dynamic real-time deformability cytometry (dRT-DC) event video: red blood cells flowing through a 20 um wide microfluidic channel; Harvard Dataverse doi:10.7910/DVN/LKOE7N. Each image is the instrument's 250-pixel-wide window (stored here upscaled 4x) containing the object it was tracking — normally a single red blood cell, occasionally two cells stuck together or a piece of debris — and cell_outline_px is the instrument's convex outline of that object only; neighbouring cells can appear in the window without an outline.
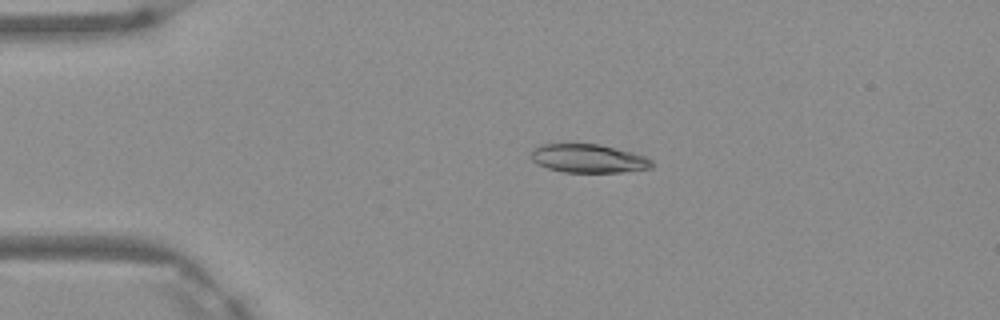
{"species": "Egyptian fruit bat (a non-hibernating species)", "species_latin": "Rousettus aegyptiacus", "temperature_condition": "warm", "stored_images_in_passage": 4, "camera_frame_rate_fps": 3000, "um_per_image_px": 0.085, "frame": {"image": 1, "passage_image": 3, "time_ms": 0.667, "image_size_px": [1000, 320], "cell_outline_px": [[656, 164], [652, 168], [620, 172], [564, 172], [548, 168], [536, 164], [528, 156], [532, 148], [540, 144], [600, 144], [632, 152], [644, 156], [652, 160]], "centroid_in_image_um": [49.98, 13.47], "position_along_channel_um": 35.0, "area_um2": 20.35}}